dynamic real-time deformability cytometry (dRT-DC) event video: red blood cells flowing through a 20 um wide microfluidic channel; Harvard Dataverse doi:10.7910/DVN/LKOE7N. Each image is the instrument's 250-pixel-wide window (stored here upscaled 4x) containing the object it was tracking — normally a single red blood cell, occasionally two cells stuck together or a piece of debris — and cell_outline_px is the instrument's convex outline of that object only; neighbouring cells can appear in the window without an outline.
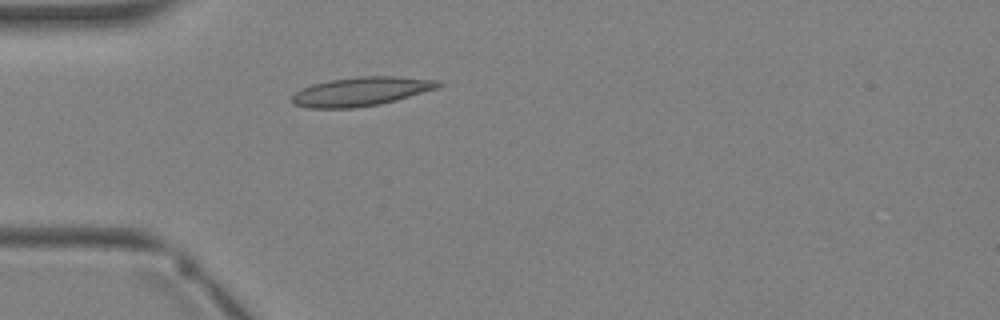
{"species": "Egyptian fruit bat (a non-hibernating species)", "species_latin": "Rousettus aegyptiacus", "temperature_condition": "warm", "stored_images_in_passage": 1, "camera_frame_rate_fps": 3000, "um_per_image_px": 0.085, "animal": {"sex": "female"}, "frame": {"image": 1, "passage_image": 1, "time_ms": 0.0, "image_size_px": [1000, 320], "cell_outline_px": [[444, 84], [440, 88], [396, 100], [380, 104], [356, 108], [308, 108], [292, 104], [292, 96], [296, 92], [312, 84], [332, 80], [360, 76], [396, 76], [440, 80]], "centroid_in_image_um": [30.76, 7.78], "position_along_channel_um": 54.2, "area_um2": 24.8}}